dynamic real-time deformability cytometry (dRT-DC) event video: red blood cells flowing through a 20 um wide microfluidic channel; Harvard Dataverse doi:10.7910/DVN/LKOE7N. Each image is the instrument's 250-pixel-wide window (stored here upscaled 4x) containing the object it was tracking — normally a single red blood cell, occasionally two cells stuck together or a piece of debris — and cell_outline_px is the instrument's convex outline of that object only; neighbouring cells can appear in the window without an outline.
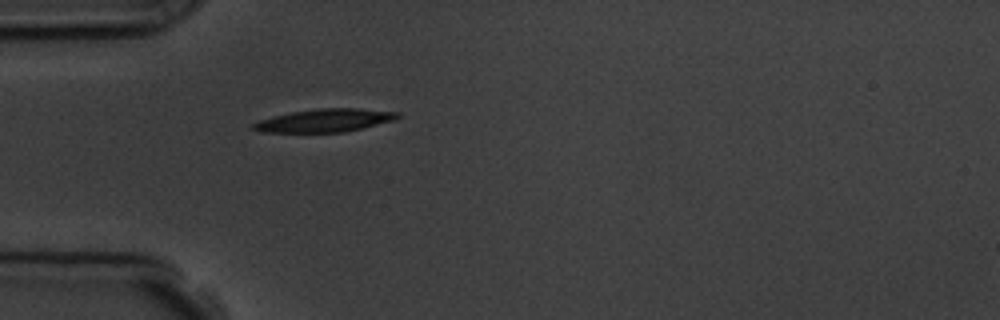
{"species": "common noctule bat (a hibernating species)", "species_latin": "Nyctalus noctula", "temperature_condition": "room temperature", "stored_images_in_passage": 1, "camera_frame_rate_fps": 3000, "um_per_image_px": 0.085, "animal": {"sex": "male", "body_mass_g": 19.5, "forearm_length_mm": 54.6}, "frame": {"image": 1, "passage_image": 1, "time_ms": 0.0, "image_size_px": [1000, 320], "cell_outline_px": [[400, 116], [396, 120], [344, 132], [260, 132], [252, 128], [252, 124], [260, 120], [272, 116], [292, 112], [320, 108], [360, 108], [400, 112]], "centroid_in_image_um": [27.64, 10.23], "position_along_channel_um": 57.4, "area_um2": 19.36}}